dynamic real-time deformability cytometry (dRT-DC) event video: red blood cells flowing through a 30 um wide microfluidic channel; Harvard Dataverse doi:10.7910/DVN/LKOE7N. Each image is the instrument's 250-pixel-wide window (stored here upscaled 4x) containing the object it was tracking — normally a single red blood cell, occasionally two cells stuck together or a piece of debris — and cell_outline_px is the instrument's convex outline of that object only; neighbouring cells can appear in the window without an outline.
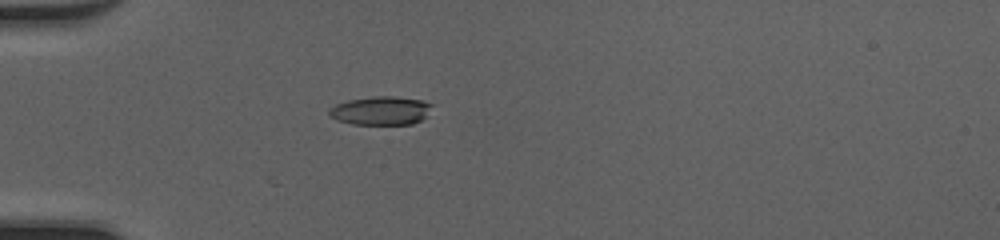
{"species": "common noctule bat (a hibernating species)", "species_latin": "Nyctalus noctula", "temperature_condition": "cold", "stored_images_in_passage": 24, "camera_frame_rate_fps": 3000, "um_per_image_px": 0.085, "animal": {"sex": "female", "body_mass_g": 20.0, "forearm_length_mm": 54.0}, "frame": {"image": 1, "passage_image": 16, "time_ms": 5.0, "image_size_px": [1000, 240], "cell_outline_px": [[432, 104], [424, 116], [420, 120], [412, 124], [352, 124], [336, 120], [328, 116], [328, 108], [336, 104], [348, 100], [372, 96], [392, 96], [424, 100]], "centroid_in_image_um": [32.29, 9.4], "position_along_channel_um": 52.7, "area_um2": 17.11}}
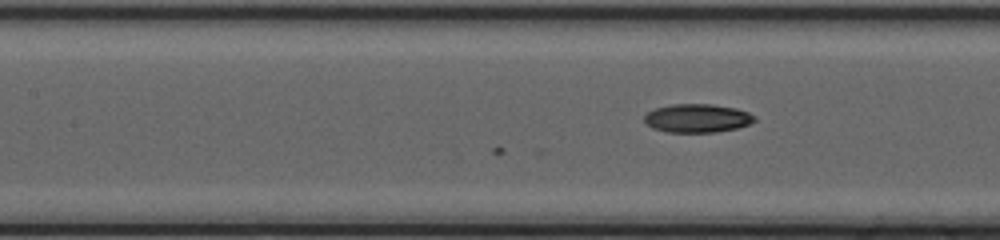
{"frame": {"image": 2, "passage_image": 24, "time_ms": 7.667, "image_size_px": [1000, 240], "cell_outline_px": [[756, 120], [748, 124], [736, 128], [716, 132], [668, 132], [652, 128], [644, 120], [644, 116], [648, 112], [656, 108], [672, 104], [712, 104], [736, 108], [748, 112], [756, 116]], "centroid_in_image_um": [59.28, 10.04], "position_along_channel_um": 148.1, "area_um2": 18.26}}